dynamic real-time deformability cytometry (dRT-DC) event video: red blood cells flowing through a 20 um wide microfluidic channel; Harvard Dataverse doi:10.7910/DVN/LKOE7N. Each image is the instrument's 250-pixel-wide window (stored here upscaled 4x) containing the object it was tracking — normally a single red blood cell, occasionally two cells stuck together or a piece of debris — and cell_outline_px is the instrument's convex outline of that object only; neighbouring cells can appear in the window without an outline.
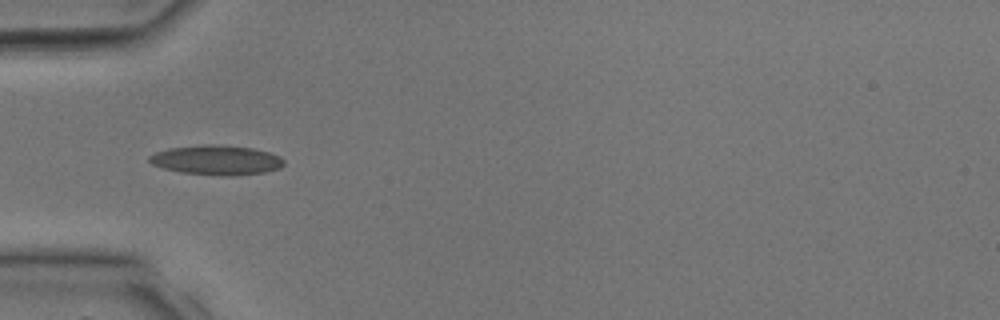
{"species": "common noctule bat (a hibernating species)", "species_latin": "Nyctalus noctula", "temperature_condition": "room temperature", "stored_images_in_passage": 32, "camera_frame_rate_fps": 3000, "um_per_image_px": 0.085, "animal": {"sex": "male", "body_mass_g": 17.9, "forearm_length_mm": 54.2}, "frame": {"image": 1, "passage_image": 10, "time_ms": 3.0, "image_size_px": [1000, 320], "cell_outline_px": [[284, 164], [280, 168], [264, 172], [232, 176], [220, 176], [180, 172], [164, 168], [152, 164], [148, 160], [148, 156], [156, 152], [168, 148], [200, 144], [224, 144], [252, 148], [268, 152], [280, 156], [284, 160]], "centroid_in_image_um": [18.39, 13.59], "position_along_channel_um": 66.6, "area_um2": 23.52}}
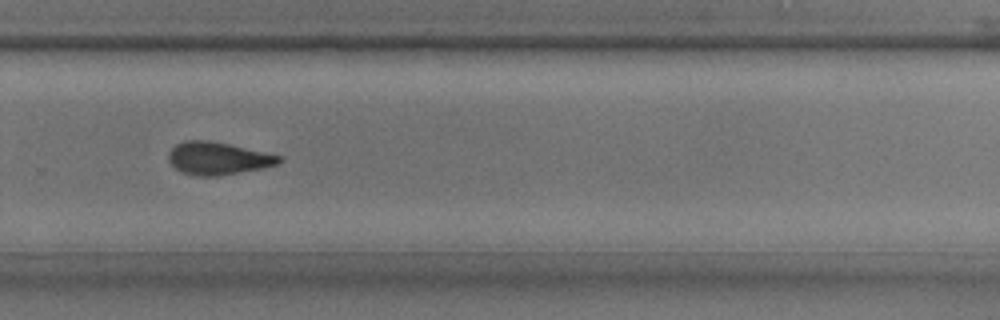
{"frame": {"image": 2, "passage_image": 22, "time_ms": 7.0, "image_size_px": [1000, 320], "cell_outline_px": [[284, 160], [276, 164], [260, 168], [220, 176], [200, 176], [184, 172], [176, 168], [168, 160], [168, 152], [176, 144], [184, 140], [208, 140], [228, 144], [284, 156]], "centroid_in_image_um": [18.53, 13.45], "position_along_channel_um": 311.3, "area_um2": 20.87}}
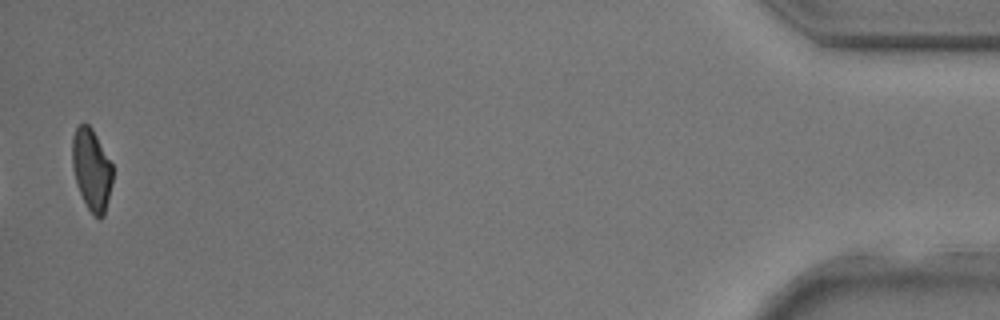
{"frame": {"image": 3, "passage_image": 32, "time_ms": 10.333, "image_size_px": [1000, 320], "cell_outline_px": [[112, 184], [104, 216], [100, 220], [88, 208], [76, 184], [72, 168], [72, 136], [76, 128], [84, 120], [92, 128], [112, 164]], "centroid_in_image_um": [7.77, 14.39], "position_along_channel_um": 427.4, "area_um2": 19.25}}